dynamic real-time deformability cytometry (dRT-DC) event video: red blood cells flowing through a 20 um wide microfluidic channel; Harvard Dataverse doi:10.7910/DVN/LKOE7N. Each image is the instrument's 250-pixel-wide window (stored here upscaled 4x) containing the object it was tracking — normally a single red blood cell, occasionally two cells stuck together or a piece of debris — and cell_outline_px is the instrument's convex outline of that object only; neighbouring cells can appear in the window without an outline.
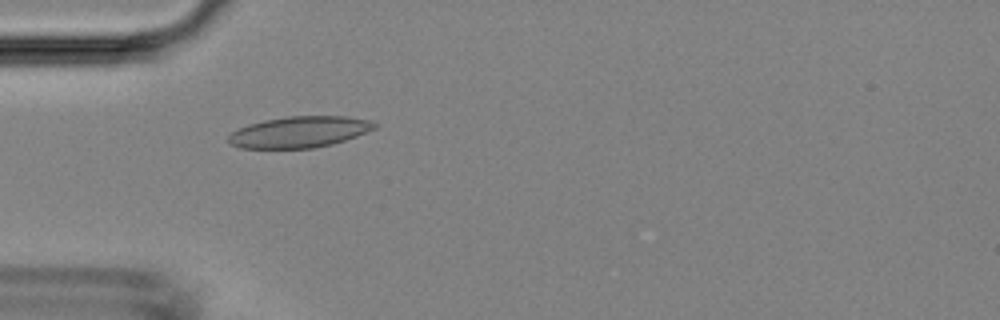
{"species": "Egyptian fruit bat (a non-hibernating species)", "species_latin": "Rousettus aegyptiacus", "temperature_condition": "room temperature", "stored_images_in_passage": 8, "camera_frame_rate_fps": 3000, "um_per_image_px": 0.085, "animal": {"sex": "female"}, "frame": {"image": 1, "passage_image": 4, "time_ms": 3.333, "image_size_px": [1000, 320], "cell_outline_px": [[380, 124], [376, 128], [356, 136], [332, 144], [316, 148], [240, 148], [232, 144], [228, 140], [228, 136], [232, 132], [248, 124], [264, 120], [288, 116], [344, 116], [368, 120]], "centroid_in_image_um": [25.46, 11.21], "position_along_channel_um": 59.5, "area_um2": 26.47}}
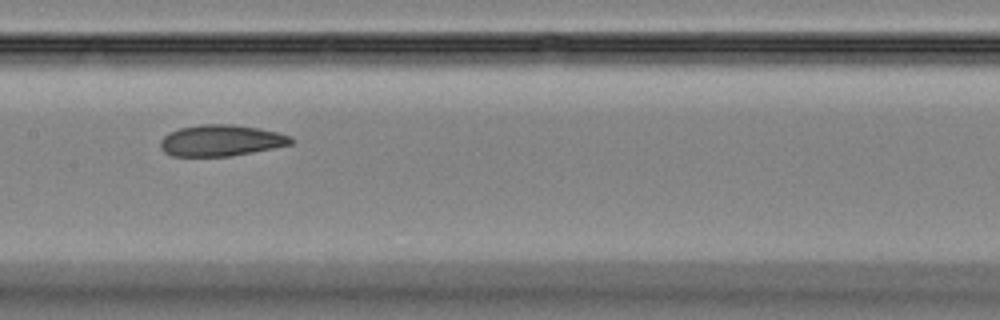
{"frame": {"image": 2, "passage_image": 7, "time_ms": 6.667, "image_size_px": [1000, 320], "cell_outline_px": [[296, 140], [292, 144], [232, 156], [172, 156], [164, 152], [160, 148], [160, 140], [168, 132], [180, 128], [200, 124], [232, 124], [260, 128], [292, 136]], "centroid_in_image_um": [18.79, 11.94], "position_along_channel_um": 188.6, "area_um2": 23.99}}
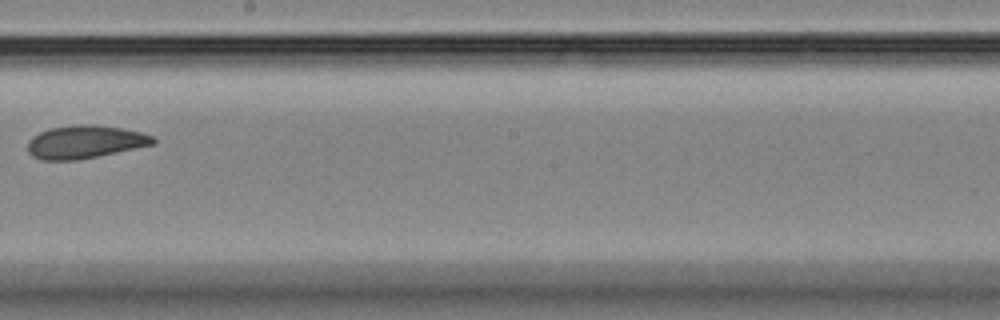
{"frame": {"image": 3, "passage_image": 8, "time_ms": 8.0, "image_size_px": [1000, 320], "cell_outline_px": [[156, 144], [76, 160], [40, 160], [32, 156], [28, 152], [28, 140], [32, 136], [40, 132], [52, 128], [76, 124], [92, 124], [120, 128], [140, 132], [156, 136]], "centroid_in_image_um": [7.22, 12.06], "position_along_channel_um": 241.0, "area_um2": 24.1}}